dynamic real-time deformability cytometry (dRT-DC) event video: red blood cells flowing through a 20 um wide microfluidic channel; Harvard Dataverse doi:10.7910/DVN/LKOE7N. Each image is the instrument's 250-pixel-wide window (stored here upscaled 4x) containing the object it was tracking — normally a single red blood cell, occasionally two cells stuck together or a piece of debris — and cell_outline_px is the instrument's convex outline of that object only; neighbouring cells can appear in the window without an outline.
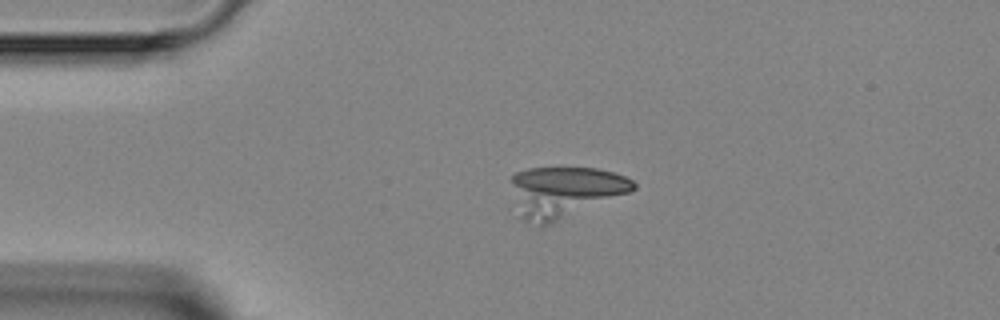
{"species": "Egyptian fruit bat (a non-hibernating species)", "species_latin": "Rousettus aegyptiacus", "temperature_condition": "room temperature", "stored_images_in_passage": 4, "camera_frame_rate_fps": 3000, "um_per_image_px": 0.085, "animal": {"sex": "female"}, "frame": {"image": 1, "passage_image": 3, "time_ms": 2.333, "image_size_px": [1000, 320], "cell_outline_px": [[636, 188], [628, 192], [556, 220], [544, 224], [540, 224], [524, 220], [520, 216], [512, 180], [512, 176], [516, 172], [528, 168], [596, 168], [612, 172], [624, 176], [632, 180], [636, 184]], "centroid_in_image_um": [47.99, 16.25], "position_along_channel_um": 37.0, "area_um2": 34.68}}